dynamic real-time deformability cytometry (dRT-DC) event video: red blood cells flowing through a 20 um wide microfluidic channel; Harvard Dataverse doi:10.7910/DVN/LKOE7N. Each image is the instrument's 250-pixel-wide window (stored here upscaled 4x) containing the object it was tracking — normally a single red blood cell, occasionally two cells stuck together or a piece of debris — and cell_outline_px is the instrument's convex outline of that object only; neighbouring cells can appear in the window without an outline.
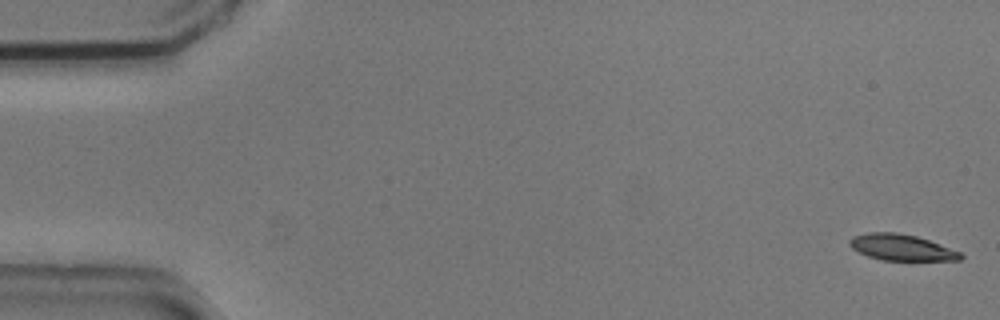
{"species": "common noctule bat (a hibernating species)", "species_latin": "Nyctalus noctula", "temperature_condition": "cold", "stored_images_in_passage": 55, "camera_frame_rate_fps": 3000, "um_per_image_px": 0.085, "animal": {"sex": "male", "body_mass_g": 20.5, "forearm_length_mm": 52.5}, "frame": {"image": 1, "passage_image": 1, "time_ms": 0.0, "image_size_px": [1000, 320], "cell_outline_px": [[964, 256], [960, 260], [880, 260], [868, 256], [852, 248], [848, 244], [848, 240], [852, 236], [868, 232], [896, 232], [916, 236], [928, 240], [960, 252]], "centroid_in_image_um": [76.58, 21.02], "position_along_channel_um": 8.4, "area_um2": 16.82}}